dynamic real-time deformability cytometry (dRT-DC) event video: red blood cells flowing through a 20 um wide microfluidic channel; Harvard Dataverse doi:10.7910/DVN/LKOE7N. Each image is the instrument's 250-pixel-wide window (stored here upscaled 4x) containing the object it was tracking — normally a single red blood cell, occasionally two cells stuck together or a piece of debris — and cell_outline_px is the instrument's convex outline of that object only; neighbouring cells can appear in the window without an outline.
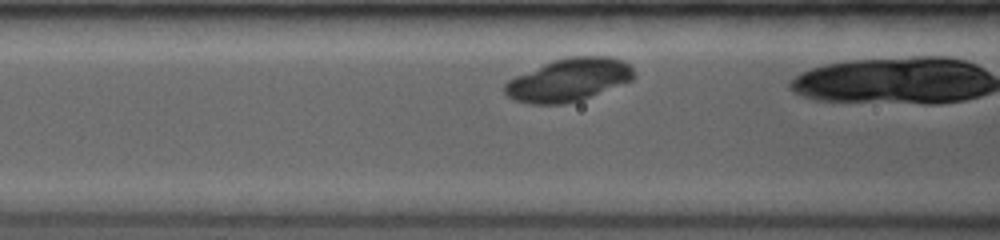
{"species": "common noctule bat (a hibernating species)", "species_latin": "Nyctalus noctula", "temperature_condition": "room temperature", "stored_images_in_passage": 7, "camera_frame_rate_fps": 3500, "um_per_image_px": 0.085, "animal": {"sex": "female", "body_mass_g": 19.0, "forearm_length_mm": 53.3}, "frame": {"image": 1, "passage_image": 5, "time_ms": 1.429, "image_size_px": [1000, 240], "cell_outline_px": [[636, 76], [632, 80], [580, 100], [564, 104], [528, 104], [512, 100], [504, 92], [504, 84], [508, 80], [516, 76], [552, 60], [568, 56], [608, 56], [624, 60], [636, 72]], "centroid_in_image_um": [48.33, 6.78], "position_along_channel_um": 118.3, "area_um2": 32.37}}